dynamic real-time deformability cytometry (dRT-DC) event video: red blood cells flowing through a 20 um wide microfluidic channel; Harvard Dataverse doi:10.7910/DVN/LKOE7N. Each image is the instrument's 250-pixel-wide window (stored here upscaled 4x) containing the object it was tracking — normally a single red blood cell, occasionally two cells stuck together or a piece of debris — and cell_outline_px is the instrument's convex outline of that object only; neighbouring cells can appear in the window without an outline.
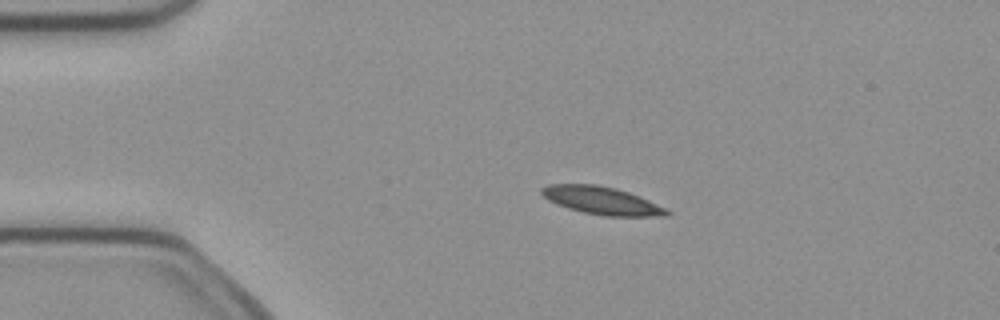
{"species": "common noctule bat (a hibernating species)", "species_latin": "Nyctalus noctula", "temperature_condition": "cold", "stored_images_in_passage": 4, "camera_frame_rate_fps": 3000, "um_per_image_px": 0.085, "animal": {"sex": "female", "body_mass_g": 21.9}, "frame": {"image": 1, "passage_image": 3, "time_ms": 0.667, "image_size_px": [1000, 320], "cell_outline_px": [[672, 212], [668, 216], [604, 216], [584, 212], [568, 208], [556, 204], [548, 200], [540, 192], [540, 188], [548, 184], [596, 184], [616, 188], [628, 192], [648, 200]], "centroid_in_image_um": [51.12, 17.04], "position_along_channel_um": 33.9, "area_um2": 20.17}}